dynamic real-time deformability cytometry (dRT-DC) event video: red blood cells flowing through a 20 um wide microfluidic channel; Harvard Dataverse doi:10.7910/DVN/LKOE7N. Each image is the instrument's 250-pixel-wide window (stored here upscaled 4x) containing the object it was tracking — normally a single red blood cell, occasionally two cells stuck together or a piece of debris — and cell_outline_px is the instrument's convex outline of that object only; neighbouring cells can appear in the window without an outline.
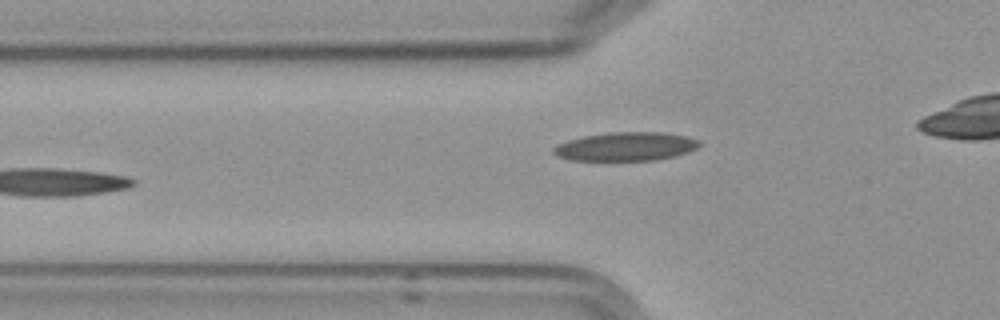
{"species": "Egyptian fruit bat (a non-hibernating species)", "species_latin": "Rousettus aegyptiacus", "temperature_condition": "cold", "stored_images_in_passage": 6, "camera_frame_rate_fps": 3000, "um_per_image_px": 0.085, "frame": {"image": 1, "passage_image": 6, "time_ms": 6.667, "image_size_px": [1000, 320], "cell_outline_px": [[700, 144], [696, 148], [688, 152], [676, 156], [656, 160], [572, 160], [560, 156], [552, 152], [552, 148], [568, 140], [584, 136], [608, 132], [664, 132], [688, 136], [700, 140]], "centroid_in_image_um": [53.25, 12.44], "position_along_channel_um": 72.6, "area_um2": 24.33}}